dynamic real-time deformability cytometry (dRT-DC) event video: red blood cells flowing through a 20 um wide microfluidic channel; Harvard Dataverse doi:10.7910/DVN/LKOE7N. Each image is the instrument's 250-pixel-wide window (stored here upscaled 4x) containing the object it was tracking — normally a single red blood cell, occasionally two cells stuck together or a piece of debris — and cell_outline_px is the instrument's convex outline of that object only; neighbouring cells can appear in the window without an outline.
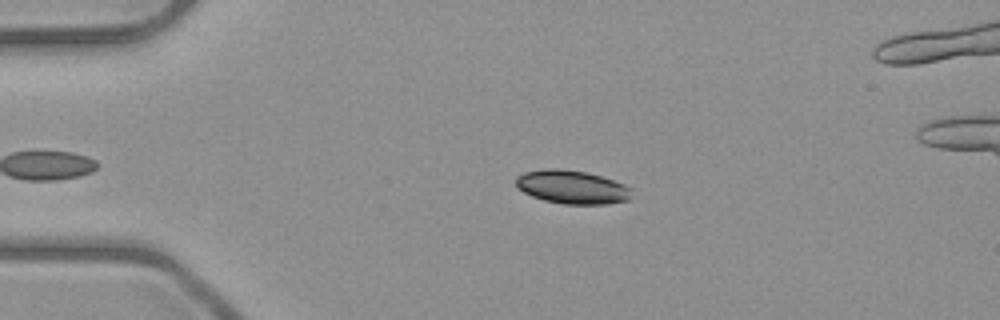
{"species": "common noctule bat (a hibernating species)", "species_latin": "Nyctalus noctula", "temperature_condition": "room temperature", "stored_images_in_passage": 3, "camera_frame_rate_fps": 3000, "um_per_image_px": 0.085, "animal": {"sex": "male", "body_mass_g": 23.1, "forearm_length_mm": 52.7}, "frame": {"image": 1, "passage_image": 1, "time_ms": 0.0, "image_size_px": [1000, 320], "cell_outline_px": [[628, 200], [604, 204], [564, 204], [544, 200], [532, 196], [524, 192], [516, 184], [516, 176], [524, 172], [548, 168], [560, 168], [588, 172], [624, 184], [628, 188]], "centroid_in_image_um": [48.56, 15.89], "position_along_channel_um": 36.4, "area_um2": 22.25}}